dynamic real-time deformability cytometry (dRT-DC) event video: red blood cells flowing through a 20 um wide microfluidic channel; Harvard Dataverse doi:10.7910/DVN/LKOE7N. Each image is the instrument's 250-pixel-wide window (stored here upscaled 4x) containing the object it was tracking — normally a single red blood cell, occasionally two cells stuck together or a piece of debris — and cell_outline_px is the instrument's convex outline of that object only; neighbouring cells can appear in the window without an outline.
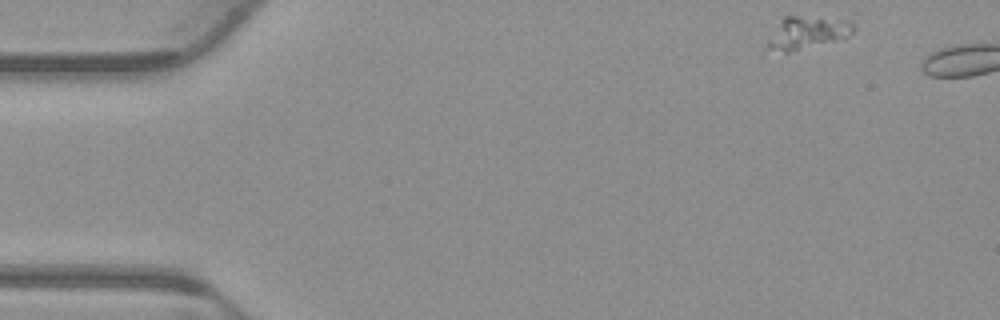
{"species": "common noctule bat (a hibernating species)", "species_latin": "Nyctalus noctula", "temperature_condition": "warm", "stored_images_in_passage": 3, "camera_frame_rate_fps": 3000, "um_per_image_px": 0.085, "animal": {"sex": "male", "body_mass_g": 23.1, "forearm_length_mm": 52.7}, "frame": {"image": 1, "passage_image": 1, "time_ms": 0.0, "image_size_px": [1000, 320], "cell_outline_px": [[856, 28], [844, 40], [788, 52], [784, 52], [768, 48], [764, 44], [784, 16], [796, 16], [852, 20], [856, 24]], "centroid_in_image_um": [68.69, 2.79], "position_along_channel_um": 16.3, "area_um2": 16.53}}